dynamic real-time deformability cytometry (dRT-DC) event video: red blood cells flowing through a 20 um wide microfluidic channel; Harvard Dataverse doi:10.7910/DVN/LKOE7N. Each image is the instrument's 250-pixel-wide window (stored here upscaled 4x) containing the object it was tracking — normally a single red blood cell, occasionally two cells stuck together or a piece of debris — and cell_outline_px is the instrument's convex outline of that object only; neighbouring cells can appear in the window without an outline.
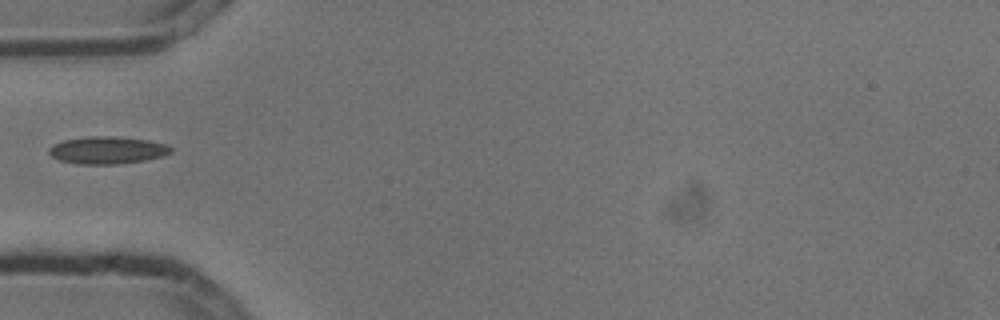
{"species": "common noctule bat (a hibernating species)", "species_latin": "Nyctalus noctula", "temperature_condition": "cold", "stored_images_in_passage": 6, "camera_frame_rate_fps": 3000, "um_per_image_px": 0.085, "animal": {"sex": "male", "body_mass_g": 13.3}, "frame": {"image": 1, "passage_image": 5, "time_ms": 1.333, "image_size_px": [1000, 320], "cell_outline_px": [[172, 152], [164, 156], [144, 160], [116, 164], [76, 164], [60, 160], [52, 156], [48, 152], [48, 148], [52, 144], [64, 140], [88, 136], [112, 136], [148, 140], [168, 144], [172, 148]], "centroid_in_image_um": [9.13, 12.76], "position_along_channel_um": 75.9, "area_um2": 19.54}}
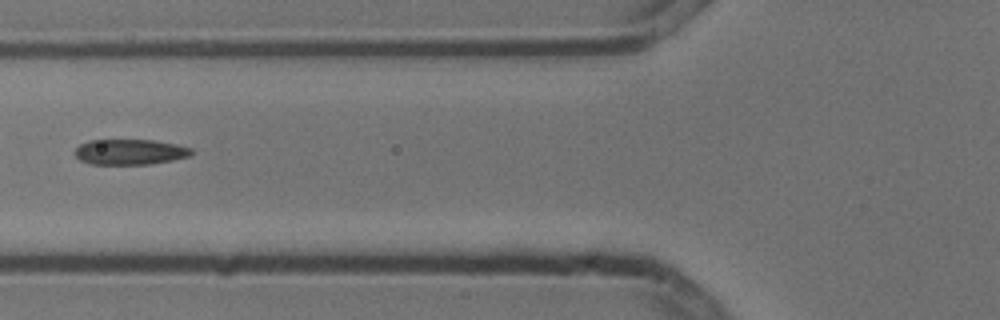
{"frame": {"image": 2, "passage_image": 6, "time_ms": 1.667, "image_size_px": [1000, 320], "cell_outline_px": [[192, 156], [172, 160], [148, 164], [92, 164], [80, 160], [76, 156], [76, 148], [80, 144], [88, 140], [152, 140], [176, 144], [192, 148]], "centroid_in_image_um": [11.06, 12.91], "position_along_channel_um": 114.7, "area_um2": 17.22}}